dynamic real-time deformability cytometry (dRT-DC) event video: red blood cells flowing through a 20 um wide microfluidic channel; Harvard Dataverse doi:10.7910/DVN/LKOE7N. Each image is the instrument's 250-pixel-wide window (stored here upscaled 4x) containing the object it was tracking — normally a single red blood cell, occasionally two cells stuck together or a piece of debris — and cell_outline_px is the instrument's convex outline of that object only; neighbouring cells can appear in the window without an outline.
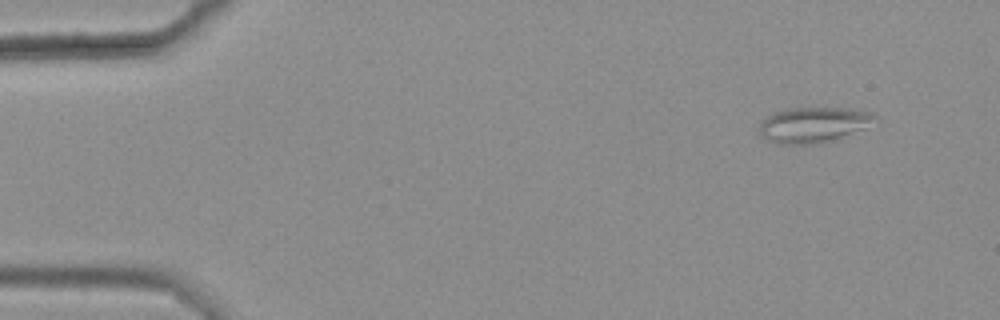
{"species": "common noctule bat (a hibernating species)", "species_latin": "Nyctalus noctula", "temperature_condition": "warm", "stored_images_in_passage": 8, "camera_frame_rate_fps": 3000, "um_per_image_px": 0.085, "animal": {"sex": "female", "body_mass_g": 25.1}, "frame": {"image": 1, "passage_image": 1, "time_ms": 0.0, "image_size_px": [1000, 320], "cell_outline_px": [[876, 116], [864, 128], [836, 140], [820, 144], [776, 144], [764, 140], [760, 136], [760, 120], [764, 116], [784, 108], [852, 108], [872, 112]], "centroid_in_image_um": [69.06, 10.61], "position_along_channel_um": 15.9, "area_um2": 24.33}}